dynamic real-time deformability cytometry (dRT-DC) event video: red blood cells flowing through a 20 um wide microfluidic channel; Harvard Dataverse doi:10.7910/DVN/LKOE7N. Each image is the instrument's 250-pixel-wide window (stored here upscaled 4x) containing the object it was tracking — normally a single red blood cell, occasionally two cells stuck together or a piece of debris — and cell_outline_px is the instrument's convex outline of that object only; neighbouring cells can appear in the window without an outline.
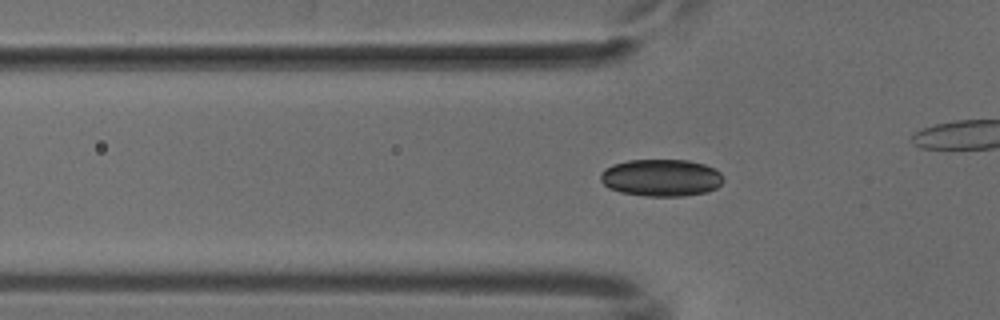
{"species": "common noctule bat (a hibernating species)", "species_latin": "Nyctalus noctula", "temperature_condition": "cold", "stored_images_in_passage": 41, "camera_frame_rate_fps": 3000, "um_per_image_px": 0.085, "animal": {"sex": "male", "body_mass_g": 18.8}, "frame": {"image": 1, "passage_image": 16, "time_ms": 5.0, "image_size_px": [1000, 320], "cell_outline_px": [[724, 180], [716, 188], [708, 192], [684, 196], [644, 196], [620, 192], [608, 188], [600, 180], [600, 172], [604, 168], [612, 164], [628, 160], [688, 160], [704, 164], [720, 172], [724, 176]], "centroid_in_image_um": [56.18, 15.11], "position_along_channel_um": 69.6, "area_um2": 26.88}}
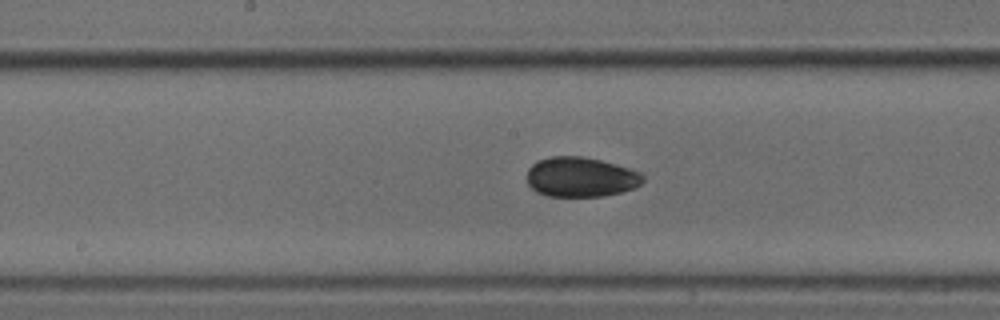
{"frame": {"image": 2, "passage_image": 26, "time_ms": 8.333, "image_size_px": [1000, 320], "cell_outline_px": [[644, 180], [636, 188], [604, 196], [548, 196], [536, 192], [528, 184], [528, 168], [536, 160], [552, 156], [580, 156], [600, 160], [616, 164], [640, 172], [644, 176]], "centroid_in_image_um": [49.36, 15.04], "position_along_channel_um": 198.8, "area_um2": 26.99}}
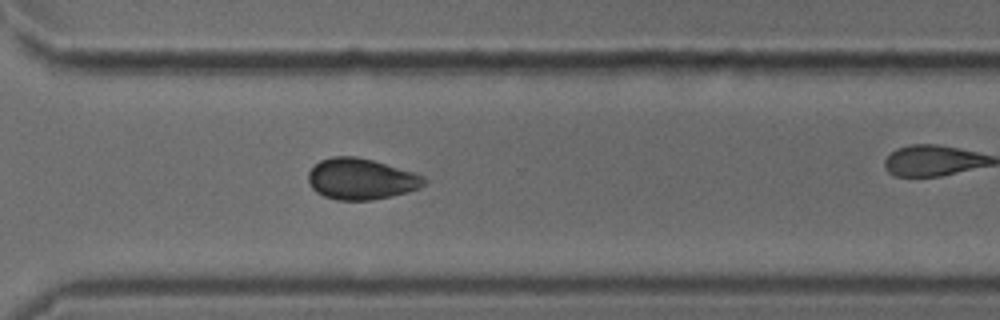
{"frame": {"image": 3, "passage_image": 37, "time_ms": 12.0, "image_size_px": [1000, 320], "cell_outline_px": [[424, 184], [420, 188], [408, 192], [392, 196], [372, 200], [336, 200], [324, 196], [316, 192], [312, 188], [308, 180], [308, 172], [320, 160], [332, 156], [356, 156], [372, 160], [412, 172], [424, 176]], "centroid_in_image_um": [30.66, 15.22], "position_along_channel_um": 339.9, "area_um2": 27.63}}